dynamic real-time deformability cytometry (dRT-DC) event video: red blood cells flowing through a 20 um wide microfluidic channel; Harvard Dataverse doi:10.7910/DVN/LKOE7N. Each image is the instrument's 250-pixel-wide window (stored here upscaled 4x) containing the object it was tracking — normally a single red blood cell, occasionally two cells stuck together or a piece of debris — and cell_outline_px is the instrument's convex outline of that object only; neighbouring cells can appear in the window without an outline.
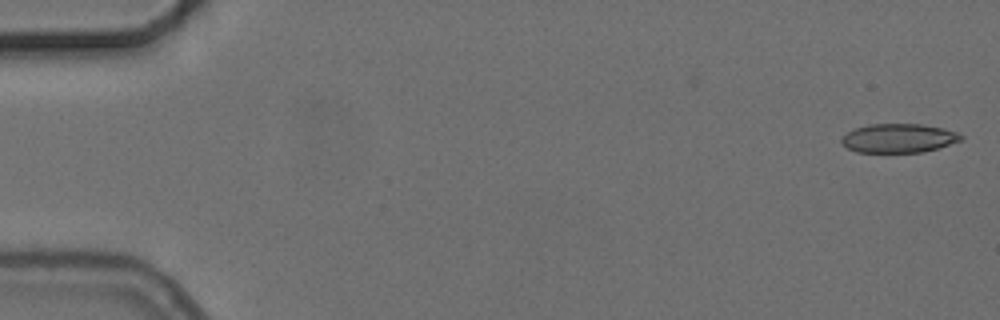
{"species": "common noctule bat (a hibernating species)", "species_latin": "Nyctalus noctula", "temperature_condition": "cold", "stored_images_in_passage": 55, "camera_frame_rate_fps": 3000, "um_per_image_px": 0.085, "animal": {"sex": "female", "body_mass_g": 24.6, "forearm_length_mm": 56.2}, "frame": {"image": 1, "passage_image": 1, "time_ms": 0.0, "image_size_px": [1000, 320], "cell_outline_px": [[964, 140], [924, 152], [856, 152], [848, 148], [840, 140], [848, 132], [856, 128], [868, 124], [920, 124], [940, 128], [956, 132], [964, 136]], "centroid_in_image_um": [76.41, 11.75], "position_along_channel_um": 8.6, "area_um2": 20.0}}
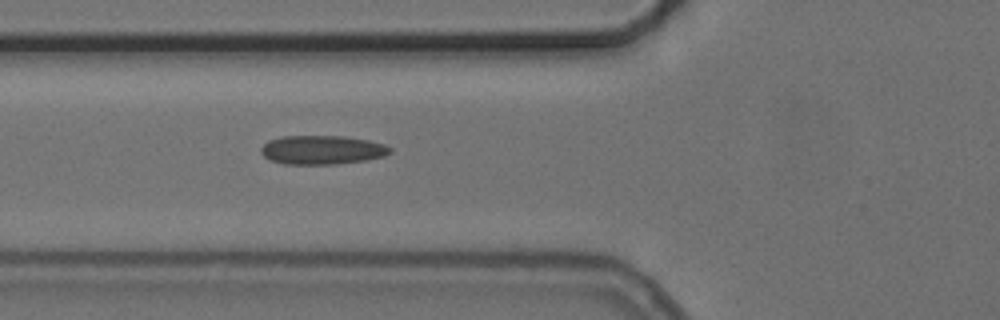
{"frame": {"image": 2, "passage_image": 20, "time_ms": 6.333, "image_size_px": [1000, 320], "cell_outline_px": [[392, 152], [384, 156], [364, 160], [336, 164], [284, 164], [268, 160], [260, 152], [260, 148], [268, 140], [280, 136], [344, 136], [368, 140], [384, 144], [392, 148]], "centroid_in_image_um": [27.35, 12.74], "position_along_channel_um": 98.5, "area_um2": 21.91}}
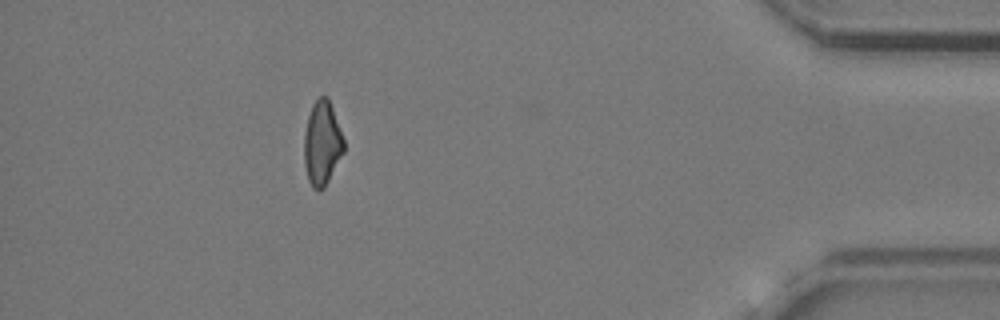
{"frame": {"image": 3, "passage_image": 49, "time_ms": 16.0, "image_size_px": [1000, 320], "cell_outline_px": [[344, 152], [324, 188], [320, 192], [312, 188], [308, 180], [304, 164], [304, 132], [308, 116], [312, 104], [320, 96], [328, 96], [344, 140]], "centroid_in_image_um": [27.37, 12.19], "position_along_channel_um": 407.8, "area_um2": 19.59}, "authors_computed_cell_mechanics": {"area_um2": 20.7502, "velocity_mm_per_s": 3.7288, "shape_relaxation_time_tau1_ms": null, "shape_relaxation_time_tau2_ms": 7.07, "deformation_change_tau1": null, "deformation_change_tau2": 0.1542}}